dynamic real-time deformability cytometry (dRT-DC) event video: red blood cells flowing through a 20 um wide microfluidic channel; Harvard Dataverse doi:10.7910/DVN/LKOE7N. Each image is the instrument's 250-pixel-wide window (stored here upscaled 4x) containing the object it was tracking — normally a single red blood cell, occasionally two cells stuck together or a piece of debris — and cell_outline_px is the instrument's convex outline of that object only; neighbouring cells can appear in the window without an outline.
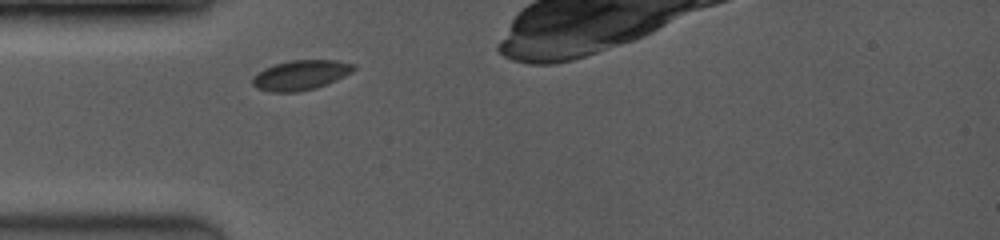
{"species": "common noctule bat (a hibernating species)", "species_latin": "Nyctalus noctula", "temperature_condition": "room temperature", "stored_images_in_passage": 27, "camera_frame_rate_fps": 3500, "um_per_image_px": 0.085, "animal": {"sex": "female", "body_mass_g": 19.0, "forearm_length_mm": 53.3}, "frame": {"image": 1, "passage_image": 5, "time_ms": 0.857, "image_size_px": [1000, 240], "cell_outline_px": [[356, 68], [352, 72], [336, 80], [316, 88], [296, 92], [268, 92], [256, 88], [252, 84], [252, 76], [264, 68], [288, 60], [336, 60], [356, 64]], "centroid_in_image_um": [25.54, 6.38], "position_along_channel_um": 59.5, "area_um2": 17.74}}
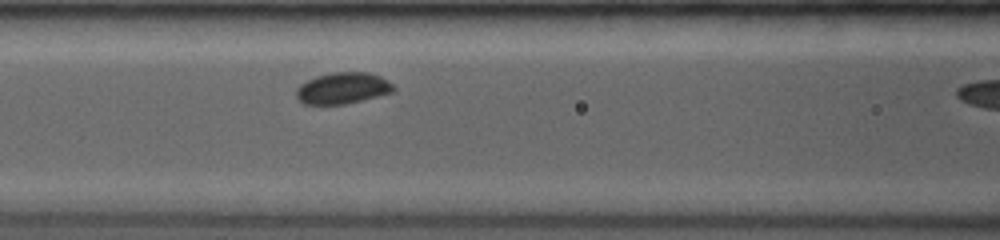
{"frame": {"image": 2, "passage_image": 12, "time_ms": 2.857, "image_size_px": [1000, 240], "cell_outline_px": [[396, 88], [392, 92], [344, 104], [304, 104], [296, 96], [296, 88], [300, 84], [316, 76], [332, 72], [368, 72], [380, 76], [388, 80]], "centroid_in_image_um": [29.12, 7.48], "position_along_channel_um": 137.5, "area_um2": 17.63}}
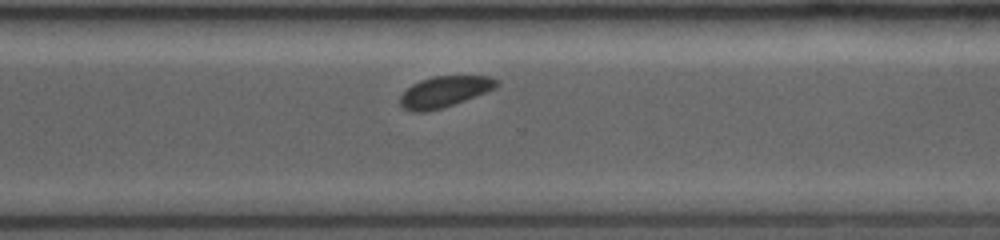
{"frame": {"image": 3, "passage_image": 26, "time_ms": 7.714, "image_size_px": [1000, 240], "cell_outline_px": [[500, 84], [496, 88], [464, 100], [440, 108], [424, 112], [412, 112], [404, 108], [400, 104], [400, 96], [412, 84], [420, 80], [432, 76], [492, 76], [500, 80]], "centroid_in_image_um": [37.8, 7.77], "position_along_channel_um": 332.8, "area_um2": 17.34}}